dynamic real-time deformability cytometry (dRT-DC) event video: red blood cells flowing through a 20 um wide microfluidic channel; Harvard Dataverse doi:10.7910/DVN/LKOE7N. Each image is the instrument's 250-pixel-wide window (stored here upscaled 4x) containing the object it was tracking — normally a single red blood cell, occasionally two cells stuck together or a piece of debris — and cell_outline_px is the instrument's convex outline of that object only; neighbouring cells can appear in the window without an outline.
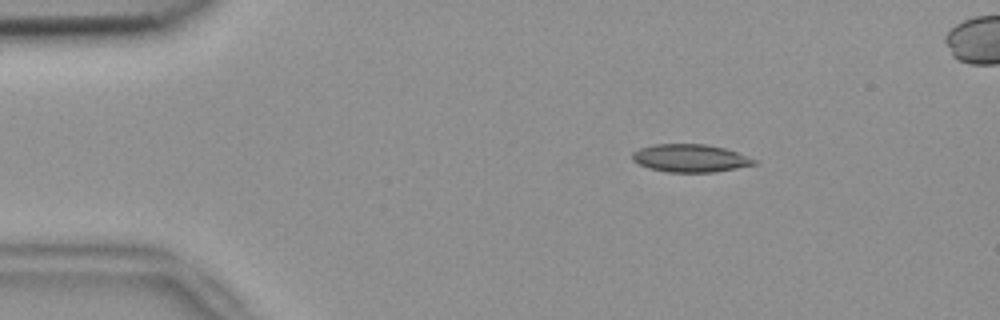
{"species": "common noctule bat (a hibernating species)", "species_latin": "Nyctalus noctula", "temperature_condition": "room temperature", "stored_images_in_passage": 54, "camera_frame_rate_fps": 3000, "um_per_image_px": 0.085, "animal": {"sex": "female", "body_mass_g": 18.4}, "frame": {"image": 1, "passage_image": 8, "time_ms": 2.333, "image_size_px": [1000, 320], "cell_outline_px": [[756, 164], [716, 172], [668, 172], [648, 168], [632, 160], [632, 152], [640, 148], [652, 144], [704, 144], [724, 148], [736, 152], [756, 160]], "centroid_in_image_um": [58.63, 13.44], "position_along_channel_um": 26.4, "area_um2": 19.65}}
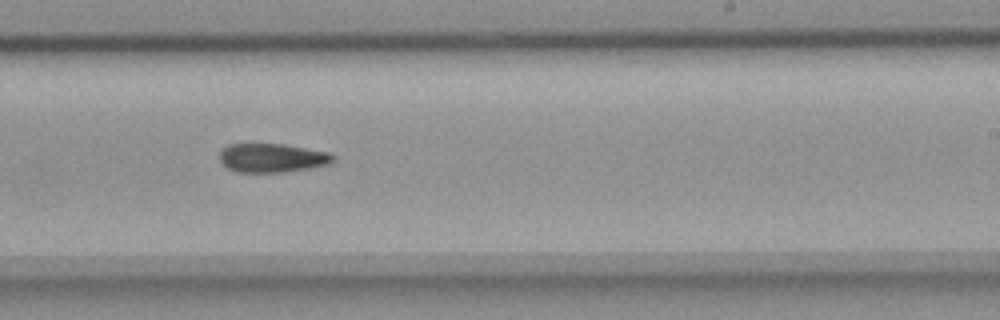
{"frame": {"image": 2, "passage_image": 32, "time_ms": 10.333, "image_size_px": [1000, 320], "cell_outline_px": [[336, 160], [328, 164], [312, 168], [284, 172], [236, 172], [228, 168], [220, 160], [220, 152], [228, 144], [280, 144], [328, 152], [336, 156]], "centroid_in_image_um": [23.16, 13.43], "position_along_channel_um": 265.8, "area_um2": 19.02}}
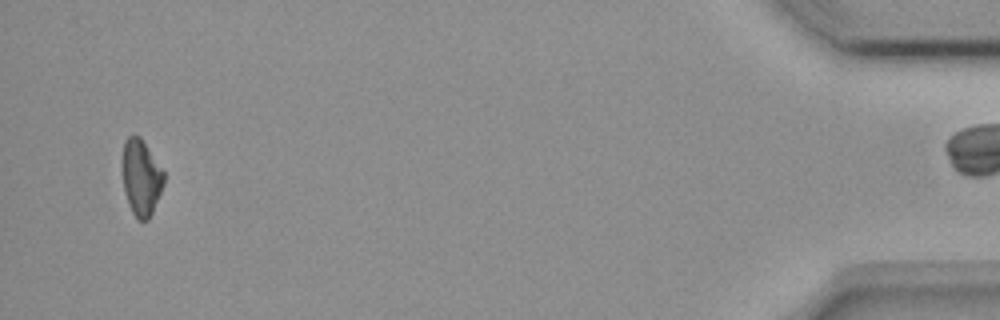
{"frame": {"image": 3, "passage_image": 51, "time_ms": 16.667, "image_size_px": [1000, 320], "cell_outline_px": [[164, 184], [152, 212], [148, 220], [140, 220], [132, 212], [128, 204], [124, 192], [124, 140], [128, 136], [140, 136], [164, 172]], "centroid_in_image_um": [12.01, 15.1], "position_along_channel_um": 423.2, "area_um2": 17.86}}